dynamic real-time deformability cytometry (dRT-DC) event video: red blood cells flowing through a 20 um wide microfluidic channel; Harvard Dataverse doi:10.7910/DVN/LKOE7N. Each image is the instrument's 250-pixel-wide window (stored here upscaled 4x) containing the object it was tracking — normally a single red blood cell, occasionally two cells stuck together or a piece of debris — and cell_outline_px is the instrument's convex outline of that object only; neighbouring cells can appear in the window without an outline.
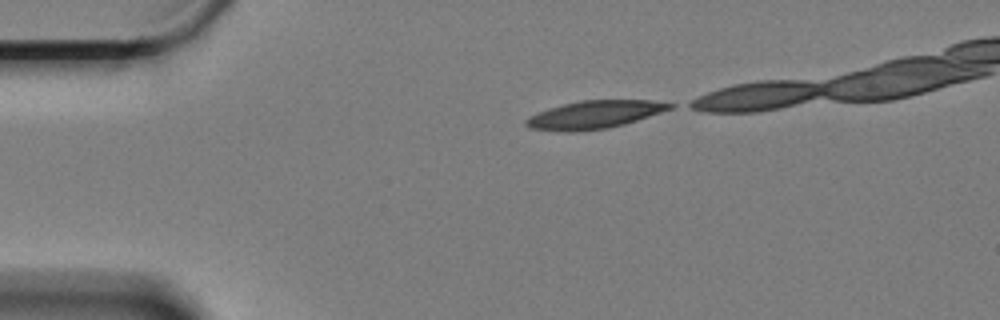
{"species": "Egyptian fruit bat (a non-hibernating species)", "species_latin": "Rousettus aegyptiacus", "temperature_condition": "cold", "stored_images_in_passage": 15, "camera_frame_rate_fps": 3000, "um_per_image_px": 0.085, "animal": {"sex": "female"}, "frame": {"image": 1, "passage_image": 1, "time_ms": 0.0, "image_size_px": [1000, 320], "cell_outline_px": [[676, 104], [672, 108], [624, 124], [608, 128], [576, 132], [564, 132], [528, 128], [524, 124], [524, 120], [528, 116], [548, 108], [580, 100], [652, 100]], "centroid_in_image_um": [50.46, 9.75], "position_along_channel_um": 34.5, "area_um2": 23.47}}
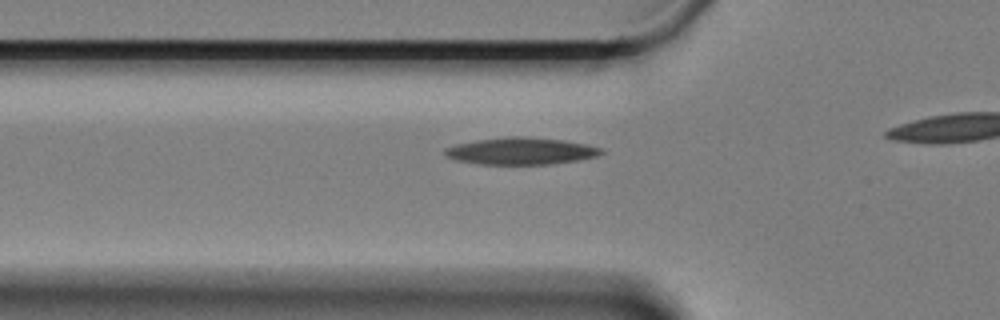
{"frame": {"image": 2, "passage_image": 9, "time_ms": 2.667, "image_size_px": [1000, 320], "cell_outline_px": [[604, 152], [596, 156], [580, 160], [552, 164], [480, 164], [456, 160], [444, 156], [444, 148], [456, 144], [476, 140], [508, 136], [524, 136], [564, 140], [588, 144], [604, 148]], "centroid_in_image_um": [44.3, 12.83], "position_along_channel_um": 81.5, "area_um2": 24.85}}
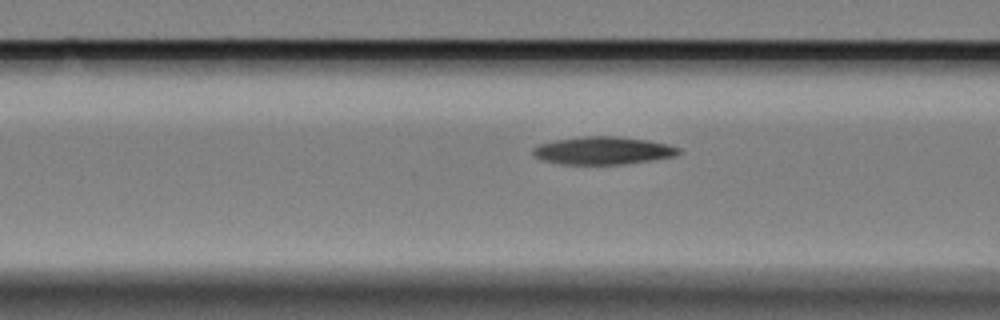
{"frame": {"image": 3, "passage_image": 12, "time_ms": 3.667, "image_size_px": [1000, 320], "cell_outline_px": [[684, 152], [676, 156], [652, 160], [624, 164], [560, 164], [544, 160], [536, 156], [532, 152], [532, 148], [540, 144], [556, 140], [584, 136], [616, 136], [648, 140], [668, 144], [680, 148]], "centroid_in_image_um": [51.32, 12.8], "position_along_channel_um": 115.3, "area_um2": 23.58}}